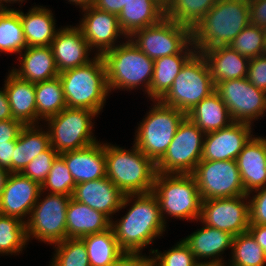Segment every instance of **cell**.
Returning a JSON list of instances; mask_svg holds the SVG:
<instances>
[{
    "label": "cell",
    "mask_w": 266,
    "mask_h": 266,
    "mask_svg": "<svg viewBox=\"0 0 266 266\" xmlns=\"http://www.w3.org/2000/svg\"><path fill=\"white\" fill-rule=\"evenodd\" d=\"M136 198V199H135ZM121 219L111 220L110 227L124 252H142L166 230L157 197L152 193L126 194L119 210L130 205Z\"/></svg>",
    "instance_id": "cell-1"
},
{
    "label": "cell",
    "mask_w": 266,
    "mask_h": 266,
    "mask_svg": "<svg viewBox=\"0 0 266 266\" xmlns=\"http://www.w3.org/2000/svg\"><path fill=\"white\" fill-rule=\"evenodd\" d=\"M249 23L248 0H218L191 29L193 47L201 53L214 47L228 46Z\"/></svg>",
    "instance_id": "cell-2"
},
{
    "label": "cell",
    "mask_w": 266,
    "mask_h": 266,
    "mask_svg": "<svg viewBox=\"0 0 266 266\" xmlns=\"http://www.w3.org/2000/svg\"><path fill=\"white\" fill-rule=\"evenodd\" d=\"M104 143L106 176L125 195L146 194L153 190L156 163L135 145L131 150Z\"/></svg>",
    "instance_id": "cell-3"
},
{
    "label": "cell",
    "mask_w": 266,
    "mask_h": 266,
    "mask_svg": "<svg viewBox=\"0 0 266 266\" xmlns=\"http://www.w3.org/2000/svg\"><path fill=\"white\" fill-rule=\"evenodd\" d=\"M66 106L88 109L97 114L103 109L108 91L106 69L101 55L83 66L59 73Z\"/></svg>",
    "instance_id": "cell-4"
},
{
    "label": "cell",
    "mask_w": 266,
    "mask_h": 266,
    "mask_svg": "<svg viewBox=\"0 0 266 266\" xmlns=\"http://www.w3.org/2000/svg\"><path fill=\"white\" fill-rule=\"evenodd\" d=\"M127 40V41H126ZM115 48L105 51L104 60L108 91L134 90L140 85L148 94L153 78L154 60L149 58L129 38Z\"/></svg>",
    "instance_id": "cell-5"
},
{
    "label": "cell",
    "mask_w": 266,
    "mask_h": 266,
    "mask_svg": "<svg viewBox=\"0 0 266 266\" xmlns=\"http://www.w3.org/2000/svg\"><path fill=\"white\" fill-rule=\"evenodd\" d=\"M152 193L158 199L165 224L167 223L165 217L168 215L187 221L198 222L200 219L202 198L192 174L157 173Z\"/></svg>",
    "instance_id": "cell-6"
},
{
    "label": "cell",
    "mask_w": 266,
    "mask_h": 266,
    "mask_svg": "<svg viewBox=\"0 0 266 266\" xmlns=\"http://www.w3.org/2000/svg\"><path fill=\"white\" fill-rule=\"evenodd\" d=\"M153 102L151 110L146 113L136 130L134 145L157 163L166 153L186 114L160 100Z\"/></svg>",
    "instance_id": "cell-7"
},
{
    "label": "cell",
    "mask_w": 266,
    "mask_h": 266,
    "mask_svg": "<svg viewBox=\"0 0 266 266\" xmlns=\"http://www.w3.org/2000/svg\"><path fill=\"white\" fill-rule=\"evenodd\" d=\"M214 91L208 64L196 51L182 66L172 87L160 101L187 114Z\"/></svg>",
    "instance_id": "cell-8"
},
{
    "label": "cell",
    "mask_w": 266,
    "mask_h": 266,
    "mask_svg": "<svg viewBox=\"0 0 266 266\" xmlns=\"http://www.w3.org/2000/svg\"><path fill=\"white\" fill-rule=\"evenodd\" d=\"M98 114L92 110L64 108L47 122L50 145L58 153L88 147L98 140L93 135V118Z\"/></svg>",
    "instance_id": "cell-9"
},
{
    "label": "cell",
    "mask_w": 266,
    "mask_h": 266,
    "mask_svg": "<svg viewBox=\"0 0 266 266\" xmlns=\"http://www.w3.org/2000/svg\"><path fill=\"white\" fill-rule=\"evenodd\" d=\"M204 136L205 133L186 116L166 153L156 163L157 173L192 174L201 161Z\"/></svg>",
    "instance_id": "cell-10"
},
{
    "label": "cell",
    "mask_w": 266,
    "mask_h": 266,
    "mask_svg": "<svg viewBox=\"0 0 266 266\" xmlns=\"http://www.w3.org/2000/svg\"><path fill=\"white\" fill-rule=\"evenodd\" d=\"M42 194L41 191L26 222L27 238L55 245L67 238L66 214L71 197L47 193L42 199Z\"/></svg>",
    "instance_id": "cell-11"
},
{
    "label": "cell",
    "mask_w": 266,
    "mask_h": 266,
    "mask_svg": "<svg viewBox=\"0 0 266 266\" xmlns=\"http://www.w3.org/2000/svg\"><path fill=\"white\" fill-rule=\"evenodd\" d=\"M149 58L179 54L191 41V29L164 17L158 24L135 31L128 37Z\"/></svg>",
    "instance_id": "cell-12"
},
{
    "label": "cell",
    "mask_w": 266,
    "mask_h": 266,
    "mask_svg": "<svg viewBox=\"0 0 266 266\" xmlns=\"http://www.w3.org/2000/svg\"><path fill=\"white\" fill-rule=\"evenodd\" d=\"M192 175L202 200L247 195L236 160H201Z\"/></svg>",
    "instance_id": "cell-13"
},
{
    "label": "cell",
    "mask_w": 266,
    "mask_h": 266,
    "mask_svg": "<svg viewBox=\"0 0 266 266\" xmlns=\"http://www.w3.org/2000/svg\"><path fill=\"white\" fill-rule=\"evenodd\" d=\"M215 92L227 106L234 122L251 125L266 112V92L256 88L246 77L215 83ZM258 118V119H257Z\"/></svg>",
    "instance_id": "cell-14"
},
{
    "label": "cell",
    "mask_w": 266,
    "mask_h": 266,
    "mask_svg": "<svg viewBox=\"0 0 266 266\" xmlns=\"http://www.w3.org/2000/svg\"><path fill=\"white\" fill-rule=\"evenodd\" d=\"M247 195L202 200L199 221L205 225L229 232L233 236L247 232L250 225Z\"/></svg>",
    "instance_id": "cell-15"
},
{
    "label": "cell",
    "mask_w": 266,
    "mask_h": 266,
    "mask_svg": "<svg viewBox=\"0 0 266 266\" xmlns=\"http://www.w3.org/2000/svg\"><path fill=\"white\" fill-rule=\"evenodd\" d=\"M84 15L77 25L83 32L89 47L97 50L96 55L115 48L120 36L126 35L120 29L118 15L97 9L95 6L83 9ZM94 47V48H93Z\"/></svg>",
    "instance_id": "cell-16"
},
{
    "label": "cell",
    "mask_w": 266,
    "mask_h": 266,
    "mask_svg": "<svg viewBox=\"0 0 266 266\" xmlns=\"http://www.w3.org/2000/svg\"><path fill=\"white\" fill-rule=\"evenodd\" d=\"M249 123L233 122L230 126L205 133L201 160H236L254 136Z\"/></svg>",
    "instance_id": "cell-17"
},
{
    "label": "cell",
    "mask_w": 266,
    "mask_h": 266,
    "mask_svg": "<svg viewBox=\"0 0 266 266\" xmlns=\"http://www.w3.org/2000/svg\"><path fill=\"white\" fill-rule=\"evenodd\" d=\"M41 186L21 173H10L0 197V214L27 222L38 200ZM28 215V216H27Z\"/></svg>",
    "instance_id": "cell-18"
},
{
    "label": "cell",
    "mask_w": 266,
    "mask_h": 266,
    "mask_svg": "<svg viewBox=\"0 0 266 266\" xmlns=\"http://www.w3.org/2000/svg\"><path fill=\"white\" fill-rule=\"evenodd\" d=\"M69 26L58 29L50 45L59 73L83 66L93 60L89 58L92 49L82 30L77 25Z\"/></svg>",
    "instance_id": "cell-19"
},
{
    "label": "cell",
    "mask_w": 266,
    "mask_h": 266,
    "mask_svg": "<svg viewBox=\"0 0 266 266\" xmlns=\"http://www.w3.org/2000/svg\"><path fill=\"white\" fill-rule=\"evenodd\" d=\"M124 193L105 176L104 178L75 185L72 198L102 212L110 220L119 211Z\"/></svg>",
    "instance_id": "cell-20"
},
{
    "label": "cell",
    "mask_w": 266,
    "mask_h": 266,
    "mask_svg": "<svg viewBox=\"0 0 266 266\" xmlns=\"http://www.w3.org/2000/svg\"><path fill=\"white\" fill-rule=\"evenodd\" d=\"M203 226L201 229H197L191 235H188L183 241L190 248V251L194 254L196 261L200 265L225 266L221 255L226 249L232 248L234 236L229 232L205 224ZM208 258L209 261L206 260Z\"/></svg>",
    "instance_id": "cell-21"
},
{
    "label": "cell",
    "mask_w": 266,
    "mask_h": 266,
    "mask_svg": "<svg viewBox=\"0 0 266 266\" xmlns=\"http://www.w3.org/2000/svg\"><path fill=\"white\" fill-rule=\"evenodd\" d=\"M246 194L266 186V137H252L236 158Z\"/></svg>",
    "instance_id": "cell-22"
},
{
    "label": "cell",
    "mask_w": 266,
    "mask_h": 266,
    "mask_svg": "<svg viewBox=\"0 0 266 266\" xmlns=\"http://www.w3.org/2000/svg\"><path fill=\"white\" fill-rule=\"evenodd\" d=\"M65 161L76 184L106 176L104 143L96 142L83 149L59 154Z\"/></svg>",
    "instance_id": "cell-23"
},
{
    "label": "cell",
    "mask_w": 266,
    "mask_h": 266,
    "mask_svg": "<svg viewBox=\"0 0 266 266\" xmlns=\"http://www.w3.org/2000/svg\"><path fill=\"white\" fill-rule=\"evenodd\" d=\"M213 83L247 77L249 59L231 46H218L201 52Z\"/></svg>",
    "instance_id": "cell-24"
},
{
    "label": "cell",
    "mask_w": 266,
    "mask_h": 266,
    "mask_svg": "<svg viewBox=\"0 0 266 266\" xmlns=\"http://www.w3.org/2000/svg\"><path fill=\"white\" fill-rule=\"evenodd\" d=\"M164 17V0H128L118 15V21L128 38L137 30L158 24Z\"/></svg>",
    "instance_id": "cell-25"
},
{
    "label": "cell",
    "mask_w": 266,
    "mask_h": 266,
    "mask_svg": "<svg viewBox=\"0 0 266 266\" xmlns=\"http://www.w3.org/2000/svg\"><path fill=\"white\" fill-rule=\"evenodd\" d=\"M19 55L21 66L19 69L13 67L11 72L20 79L37 83L59 75L50 46L26 47Z\"/></svg>",
    "instance_id": "cell-26"
},
{
    "label": "cell",
    "mask_w": 266,
    "mask_h": 266,
    "mask_svg": "<svg viewBox=\"0 0 266 266\" xmlns=\"http://www.w3.org/2000/svg\"><path fill=\"white\" fill-rule=\"evenodd\" d=\"M10 73L4 81L13 119L24 125H37L35 85Z\"/></svg>",
    "instance_id": "cell-27"
},
{
    "label": "cell",
    "mask_w": 266,
    "mask_h": 266,
    "mask_svg": "<svg viewBox=\"0 0 266 266\" xmlns=\"http://www.w3.org/2000/svg\"><path fill=\"white\" fill-rule=\"evenodd\" d=\"M111 220L102 212L82 204L72 197L67 206V238H81L110 228Z\"/></svg>",
    "instance_id": "cell-28"
},
{
    "label": "cell",
    "mask_w": 266,
    "mask_h": 266,
    "mask_svg": "<svg viewBox=\"0 0 266 266\" xmlns=\"http://www.w3.org/2000/svg\"><path fill=\"white\" fill-rule=\"evenodd\" d=\"M23 27L27 47L50 46L58 30L52 10L43 6H33L28 13L16 10Z\"/></svg>",
    "instance_id": "cell-29"
},
{
    "label": "cell",
    "mask_w": 266,
    "mask_h": 266,
    "mask_svg": "<svg viewBox=\"0 0 266 266\" xmlns=\"http://www.w3.org/2000/svg\"><path fill=\"white\" fill-rule=\"evenodd\" d=\"M196 52L192 41L179 53L154 60L153 78L148 97L161 100L173 85L185 62Z\"/></svg>",
    "instance_id": "cell-30"
},
{
    "label": "cell",
    "mask_w": 266,
    "mask_h": 266,
    "mask_svg": "<svg viewBox=\"0 0 266 266\" xmlns=\"http://www.w3.org/2000/svg\"><path fill=\"white\" fill-rule=\"evenodd\" d=\"M186 116L204 133L226 128L234 122L227 106L215 91L202 99Z\"/></svg>",
    "instance_id": "cell-31"
},
{
    "label": "cell",
    "mask_w": 266,
    "mask_h": 266,
    "mask_svg": "<svg viewBox=\"0 0 266 266\" xmlns=\"http://www.w3.org/2000/svg\"><path fill=\"white\" fill-rule=\"evenodd\" d=\"M42 128L41 125H25L22 128L14 148L12 173H20L50 146L48 130L44 131Z\"/></svg>",
    "instance_id": "cell-32"
},
{
    "label": "cell",
    "mask_w": 266,
    "mask_h": 266,
    "mask_svg": "<svg viewBox=\"0 0 266 266\" xmlns=\"http://www.w3.org/2000/svg\"><path fill=\"white\" fill-rule=\"evenodd\" d=\"M87 249L90 266H112L124 253L113 230L109 229L80 238Z\"/></svg>",
    "instance_id": "cell-33"
},
{
    "label": "cell",
    "mask_w": 266,
    "mask_h": 266,
    "mask_svg": "<svg viewBox=\"0 0 266 266\" xmlns=\"http://www.w3.org/2000/svg\"><path fill=\"white\" fill-rule=\"evenodd\" d=\"M38 120L43 121L57 115L66 108L63 87L59 76L43 82L34 83Z\"/></svg>",
    "instance_id": "cell-34"
},
{
    "label": "cell",
    "mask_w": 266,
    "mask_h": 266,
    "mask_svg": "<svg viewBox=\"0 0 266 266\" xmlns=\"http://www.w3.org/2000/svg\"><path fill=\"white\" fill-rule=\"evenodd\" d=\"M165 17L194 28L218 0H164Z\"/></svg>",
    "instance_id": "cell-35"
},
{
    "label": "cell",
    "mask_w": 266,
    "mask_h": 266,
    "mask_svg": "<svg viewBox=\"0 0 266 266\" xmlns=\"http://www.w3.org/2000/svg\"><path fill=\"white\" fill-rule=\"evenodd\" d=\"M26 47L19 13L0 10V52L20 54Z\"/></svg>",
    "instance_id": "cell-36"
},
{
    "label": "cell",
    "mask_w": 266,
    "mask_h": 266,
    "mask_svg": "<svg viewBox=\"0 0 266 266\" xmlns=\"http://www.w3.org/2000/svg\"><path fill=\"white\" fill-rule=\"evenodd\" d=\"M231 261L227 266H265L266 254L247 231L233 237Z\"/></svg>",
    "instance_id": "cell-37"
},
{
    "label": "cell",
    "mask_w": 266,
    "mask_h": 266,
    "mask_svg": "<svg viewBox=\"0 0 266 266\" xmlns=\"http://www.w3.org/2000/svg\"><path fill=\"white\" fill-rule=\"evenodd\" d=\"M27 242L26 223L0 214V254L16 255L23 251Z\"/></svg>",
    "instance_id": "cell-38"
},
{
    "label": "cell",
    "mask_w": 266,
    "mask_h": 266,
    "mask_svg": "<svg viewBox=\"0 0 266 266\" xmlns=\"http://www.w3.org/2000/svg\"><path fill=\"white\" fill-rule=\"evenodd\" d=\"M49 266H90L87 249L80 238H66L55 244Z\"/></svg>",
    "instance_id": "cell-39"
},
{
    "label": "cell",
    "mask_w": 266,
    "mask_h": 266,
    "mask_svg": "<svg viewBox=\"0 0 266 266\" xmlns=\"http://www.w3.org/2000/svg\"><path fill=\"white\" fill-rule=\"evenodd\" d=\"M229 46L249 60L263 55L265 54L264 29L249 23Z\"/></svg>",
    "instance_id": "cell-40"
},
{
    "label": "cell",
    "mask_w": 266,
    "mask_h": 266,
    "mask_svg": "<svg viewBox=\"0 0 266 266\" xmlns=\"http://www.w3.org/2000/svg\"><path fill=\"white\" fill-rule=\"evenodd\" d=\"M75 185L76 183L65 161L58 156L41 185V191L43 193L49 191L48 193L50 194H63L72 197Z\"/></svg>",
    "instance_id": "cell-41"
},
{
    "label": "cell",
    "mask_w": 266,
    "mask_h": 266,
    "mask_svg": "<svg viewBox=\"0 0 266 266\" xmlns=\"http://www.w3.org/2000/svg\"><path fill=\"white\" fill-rule=\"evenodd\" d=\"M153 254L154 266H200L194 254L183 240L177 242L171 249L161 253L158 249L149 250ZM155 253V254H154Z\"/></svg>",
    "instance_id": "cell-42"
},
{
    "label": "cell",
    "mask_w": 266,
    "mask_h": 266,
    "mask_svg": "<svg viewBox=\"0 0 266 266\" xmlns=\"http://www.w3.org/2000/svg\"><path fill=\"white\" fill-rule=\"evenodd\" d=\"M58 156L59 154L50 145L45 151L38 154L20 173L41 186Z\"/></svg>",
    "instance_id": "cell-43"
},
{
    "label": "cell",
    "mask_w": 266,
    "mask_h": 266,
    "mask_svg": "<svg viewBox=\"0 0 266 266\" xmlns=\"http://www.w3.org/2000/svg\"><path fill=\"white\" fill-rule=\"evenodd\" d=\"M252 192L256 194H248L250 224L266 225V186Z\"/></svg>",
    "instance_id": "cell-44"
},
{
    "label": "cell",
    "mask_w": 266,
    "mask_h": 266,
    "mask_svg": "<svg viewBox=\"0 0 266 266\" xmlns=\"http://www.w3.org/2000/svg\"><path fill=\"white\" fill-rule=\"evenodd\" d=\"M246 78L256 88L266 92V54L249 60Z\"/></svg>",
    "instance_id": "cell-45"
},
{
    "label": "cell",
    "mask_w": 266,
    "mask_h": 266,
    "mask_svg": "<svg viewBox=\"0 0 266 266\" xmlns=\"http://www.w3.org/2000/svg\"><path fill=\"white\" fill-rule=\"evenodd\" d=\"M25 125L16 119L0 121V144L16 141Z\"/></svg>",
    "instance_id": "cell-46"
},
{
    "label": "cell",
    "mask_w": 266,
    "mask_h": 266,
    "mask_svg": "<svg viewBox=\"0 0 266 266\" xmlns=\"http://www.w3.org/2000/svg\"><path fill=\"white\" fill-rule=\"evenodd\" d=\"M142 255V252H124L112 266H152L153 256Z\"/></svg>",
    "instance_id": "cell-47"
},
{
    "label": "cell",
    "mask_w": 266,
    "mask_h": 266,
    "mask_svg": "<svg viewBox=\"0 0 266 266\" xmlns=\"http://www.w3.org/2000/svg\"><path fill=\"white\" fill-rule=\"evenodd\" d=\"M250 24L266 28V0H248Z\"/></svg>",
    "instance_id": "cell-48"
},
{
    "label": "cell",
    "mask_w": 266,
    "mask_h": 266,
    "mask_svg": "<svg viewBox=\"0 0 266 266\" xmlns=\"http://www.w3.org/2000/svg\"><path fill=\"white\" fill-rule=\"evenodd\" d=\"M16 141L0 144V168L12 173V158Z\"/></svg>",
    "instance_id": "cell-49"
},
{
    "label": "cell",
    "mask_w": 266,
    "mask_h": 266,
    "mask_svg": "<svg viewBox=\"0 0 266 266\" xmlns=\"http://www.w3.org/2000/svg\"><path fill=\"white\" fill-rule=\"evenodd\" d=\"M128 0H96L95 7L105 12L119 15Z\"/></svg>",
    "instance_id": "cell-50"
},
{
    "label": "cell",
    "mask_w": 266,
    "mask_h": 266,
    "mask_svg": "<svg viewBox=\"0 0 266 266\" xmlns=\"http://www.w3.org/2000/svg\"><path fill=\"white\" fill-rule=\"evenodd\" d=\"M248 231L253 235L256 242L266 254V225L250 224Z\"/></svg>",
    "instance_id": "cell-51"
},
{
    "label": "cell",
    "mask_w": 266,
    "mask_h": 266,
    "mask_svg": "<svg viewBox=\"0 0 266 266\" xmlns=\"http://www.w3.org/2000/svg\"><path fill=\"white\" fill-rule=\"evenodd\" d=\"M13 119L10 104L8 101V96L3 88V90L0 89V121Z\"/></svg>",
    "instance_id": "cell-52"
},
{
    "label": "cell",
    "mask_w": 266,
    "mask_h": 266,
    "mask_svg": "<svg viewBox=\"0 0 266 266\" xmlns=\"http://www.w3.org/2000/svg\"><path fill=\"white\" fill-rule=\"evenodd\" d=\"M72 4L79 6L80 8L86 9L95 5L96 0H68Z\"/></svg>",
    "instance_id": "cell-53"
},
{
    "label": "cell",
    "mask_w": 266,
    "mask_h": 266,
    "mask_svg": "<svg viewBox=\"0 0 266 266\" xmlns=\"http://www.w3.org/2000/svg\"><path fill=\"white\" fill-rule=\"evenodd\" d=\"M9 174H10L9 171L0 168V197H1V194L3 193L5 183H6V180Z\"/></svg>",
    "instance_id": "cell-54"
},
{
    "label": "cell",
    "mask_w": 266,
    "mask_h": 266,
    "mask_svg": "<svg viewBox=\"0 0 266 266\" xmlns=\"http://www.w3.org/2000/svg\"><path fill=\"white\" fill-rule=\"evenodd\" d=\"M23 1H25V0H0V10H13V8H9V7H7V6H9V5H7V3H20L21 2V4L23 3ZM4 3H6L5 5H6V7H5V5H4Z\"/></svg>",
    "instance_id": "cell-55"
},
{
    "label": "cell",
    "mask_w": 266,
    "mask_h": 266,
    "mask_svg": "<svg viewBox=\"0 0 266 266\" xmlns=\"http://www.w3.org/2000/svg\"><path fill=\"white\" fill-rule=\"evenodd\" d=\"M264 37H265V54H266V28H264Z\"/></svg>",
    "instance_id": "cell-56"
},
{
    "label": "cell",
    "mask_w": 266,
    "mask_h": 266,
    "mask_svg": "<svg viewBox=\"0 0 266 266\" xmlns=\"http://www.w3.org/2000/svg\"><path fill=\"white\" fill-rule=\"evenodd\" d=\"M200 266H223V265H200Z\"/></svg>",
    "instance_id": "cell-57"
}]
</instances>
